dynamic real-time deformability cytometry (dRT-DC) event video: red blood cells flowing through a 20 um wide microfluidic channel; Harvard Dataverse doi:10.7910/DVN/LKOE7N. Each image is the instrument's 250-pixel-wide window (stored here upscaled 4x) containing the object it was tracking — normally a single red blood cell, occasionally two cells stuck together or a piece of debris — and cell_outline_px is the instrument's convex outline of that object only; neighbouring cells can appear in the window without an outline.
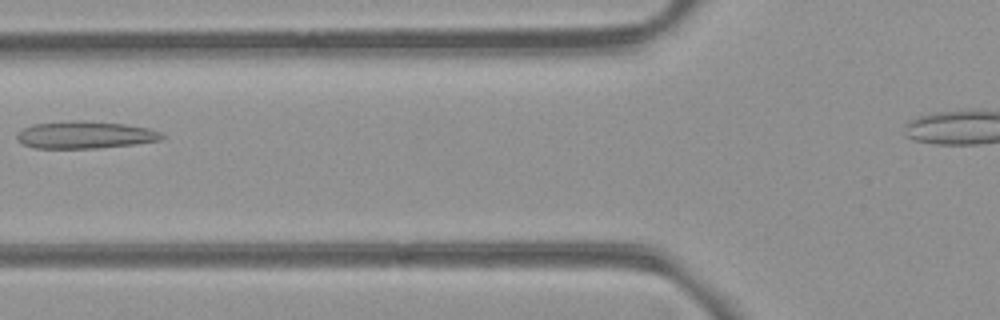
{"species": "common noctule bat (a hibernating species)", "species_latin": "Nyctalus noctula", "temperature_condition": "room temperature", "stored_images_in_passage": 8, "camera_frame_rate_fps": 3000, "um_per_image_px": 0.085, "animal": {"sex": "female", "body_mass_g": 21.9}, "frame": {"image": 1, "passage_image": 7, "time_ms": 7.667, "image_size_px": [1000, 320], "cell_outline_px": [[168, 136], [160, 140], [136, 144], [100, 148], [32, 148], [20, 144], [16, 140], [16, 136], [24, 128], [32, 124], [76, 120], [88, 120], [124, 124], [148, 128], [160, 132]], "centroid_in_image_um": [7.23, 11.47], "position_along_channel_um": 118.6, "area_um2": 23.35}}
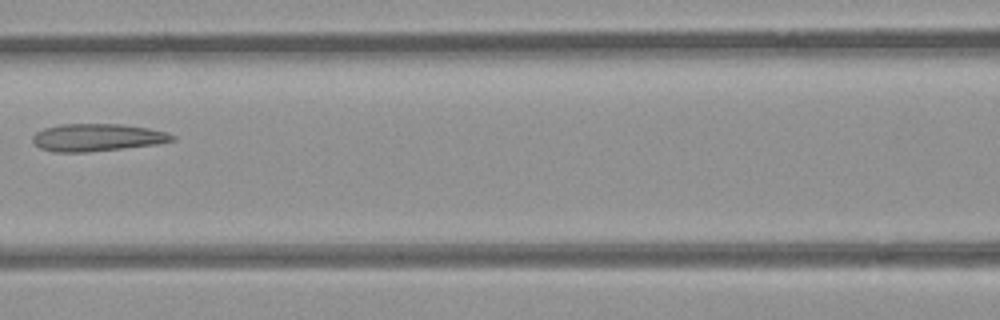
{"frame": {"image": 2, "passage_image": 8, "time_ms": 8.667, "image_size_px": [1000, 320], "cell_outline_px": [[176, 140], [156, 144], [88, 152], [52, 152], [40, 148], [32, 140], [32, 136], [36, 132], [44, 128], [60, 124], [120, 124], [148, 128], [164, 132], [176, 136]], "centroid_in_image_um": [8.23, 11.68], "position_along_channel_um": 158.4, "area_um2": 22.25}}